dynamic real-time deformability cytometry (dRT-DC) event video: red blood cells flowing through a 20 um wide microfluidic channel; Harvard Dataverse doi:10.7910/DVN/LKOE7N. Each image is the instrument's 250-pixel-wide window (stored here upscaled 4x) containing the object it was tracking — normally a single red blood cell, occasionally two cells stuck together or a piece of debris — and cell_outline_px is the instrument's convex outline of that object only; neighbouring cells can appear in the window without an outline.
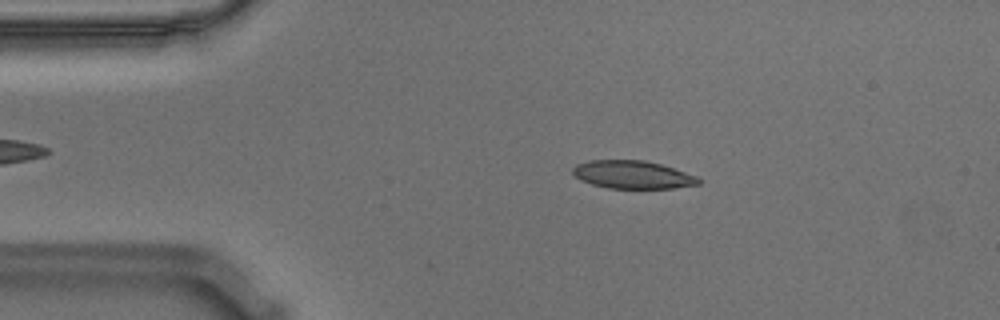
{"species": "Egyptian fruit bat (a non-hibernating species)", "species_latin": "Rousettus aegyptiacus", "temperature_condition": "warm", "stored_images_in_passage": 47, "camera_frame_rate_fps": 3000, "um_per_image_px": 0.085, "animal": {"sex": "male"}, "frame": {"image": 1, "passage_image": 9, "time_ms": 2.667, "image_size_px": [1000, 320], "cell_outline_px": [[700, 184], [672, 188], [608, 188], [592, 184], [580, 180], [572, 172], [572, 168], [576, 164], [588, 160], [644, 160], [660, 164], [696, 176], [700, 180]], "centroid_in_image_um": [53.73, 14.84], "position_along_channel_um": 31.3, "area_um2": 20.35}}
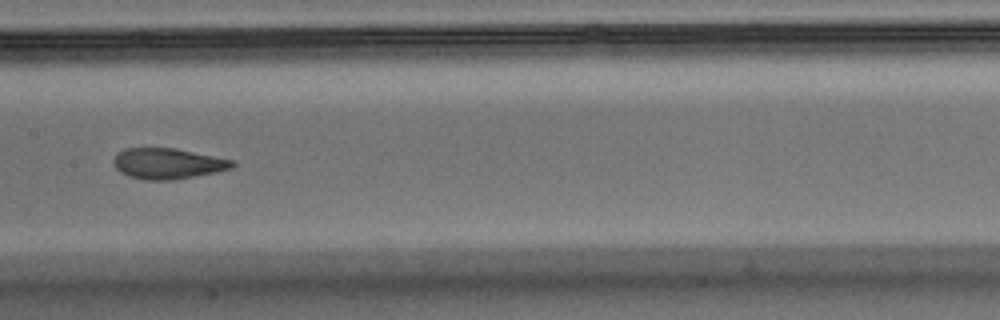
{"frame": {"image": 2, "passage_image": 26, "time_ms": 8.333, "image_size_px": [1000, 320], "cell_outline_px": [[236, 164], [232, 168], [216, 172], [172, 180], [144, 180], [128, 176], [120, 172], [116, 168], [112, 160], [124, 148], [176, 148], [232, 160]], "centroid_in_image_um": [14.24, 13.9], "position_along_channel_um": 193.2, "area_um2": 21.15}}
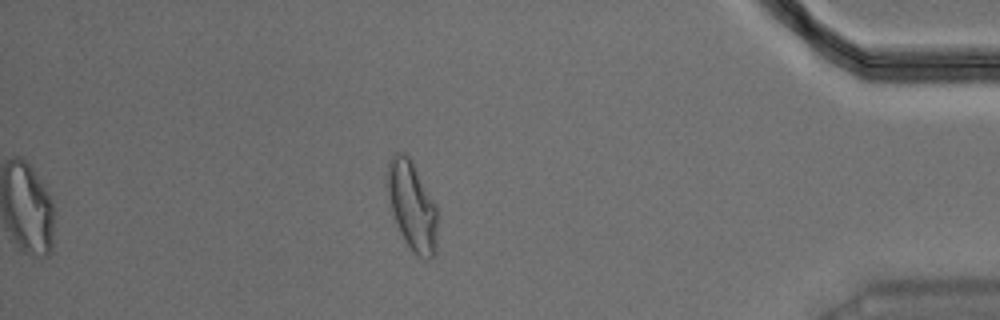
{"frame": {"image": 3, "passage_image": 47, "time_ms": 15.333, "image_size_px": [1000, 320], "cell_outline_px": [[440, 216], [436, 252], [428, 260], [420, 256], [404, 240], [400, 232], [392, 212], [388, 188], [388, 160], [396, 152], [404, 152], [412, 160], [436, 204]], "centroid_in_image_um": [35.09, 17.5], "position_along_channel_um": 400.1, "area_um2": 26.13}, "authors_computed_cell_mechanics": {"area_um2": 21.4438, "velocity_mm_per_s": 3.5654, "shape_relaxation_time_tau1_ms": 6.9529, "shape_relaxation_time_tau2_ms": 1.9016, "deformation_change_tau1": 0.2045, "deformation_change_tau2": 0.0793}}